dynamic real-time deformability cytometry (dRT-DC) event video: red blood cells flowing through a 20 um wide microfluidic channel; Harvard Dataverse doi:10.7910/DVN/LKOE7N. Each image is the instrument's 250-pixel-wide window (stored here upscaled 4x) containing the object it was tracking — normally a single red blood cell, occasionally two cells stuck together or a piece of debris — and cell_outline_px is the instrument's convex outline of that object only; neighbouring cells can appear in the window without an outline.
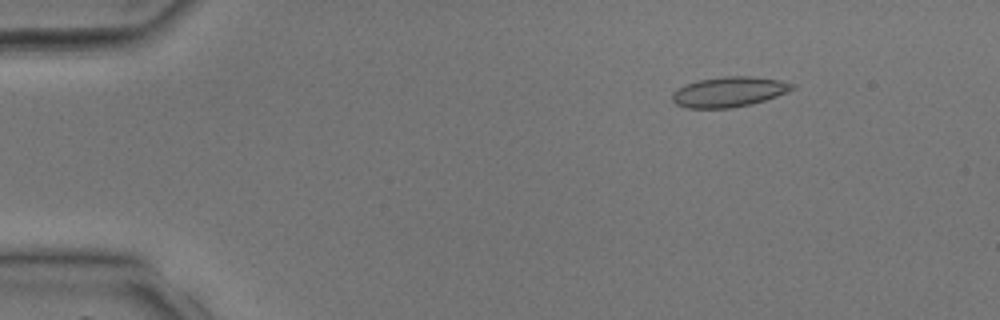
{"species": "common noctule bat (a hibernating species)", "species_latin": "Nyctalus noctula", "temperature_condition": "room temperature", "stored_images_in_passage": 37, "camera_frame_rate_fps": 3000, "um_per_image_px": 0.085, "animal": {"sex": "male", "body_mass_g": 17.9, "forearm_length_mm": 54.2}, "frame": {"image": 1, "passage_image": 3, "time_ms": 0.667, "image_size_px": [1000, 320], "cell_outline_px": [[796, 88], [788, 92], [764, 100], [748, 104], [728, 108], [688, 108], [676, 104], [672, 100], [672, 92], [688, 84], [700, 80], [724, 76], [752, 76], [776, 80], [796, 84]], "centroid_in_image_um": [61.98, 7.8], "position_along_channel_um": 23.0, "area_um2": 20.75}}
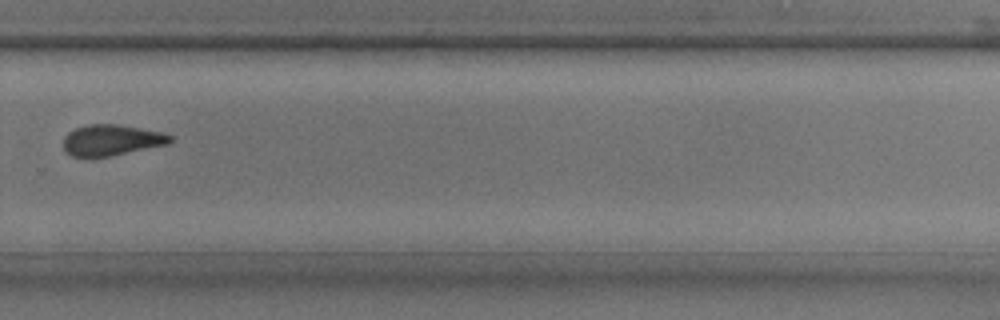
{"frame": {"image": 2, "passage_image": 25, "time_ms": 8.0, "image_size_px": [1000, 320], "cell_outline_px": [[172, 140], [168, 144], [108, 156], [72, 156], [64, 152], [64, 136], [68, 132], [76, 128], [88, 124], [116, 124], [160, 132], [172, 136]], "centroid_in_image_um": [9.44, 11.9], "position_along_channel_um": 320.4, "area_um2": 18.9}}
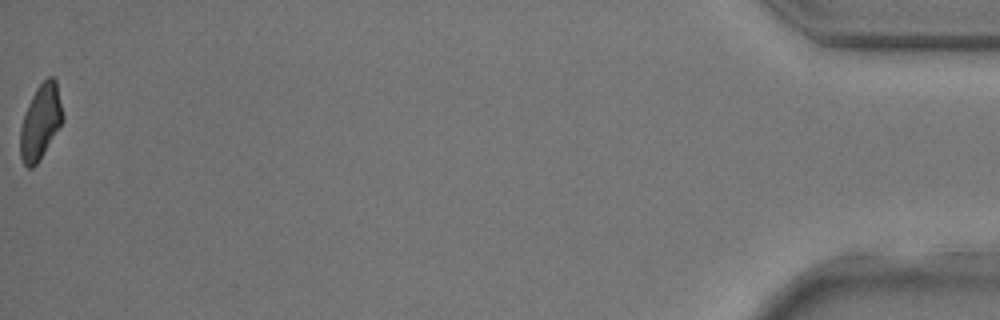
{"frame": {"image": 3, "passage_image": 37, "time_ms": 12.0, "image_size_px": [1000, 320], "cell_outline_px": [[64, 120], [40, 160], [32, 168], [28, 168], [24, 164], [20, 156], [20, 128], [24, 112], [36, 88], [48, 76], [52, 76], [56, 80], [64, 116]], "centroid_in_image_um": [3.45, 10.36], "position_along_channel_um": 431.8, "area_um2": 18.67}}